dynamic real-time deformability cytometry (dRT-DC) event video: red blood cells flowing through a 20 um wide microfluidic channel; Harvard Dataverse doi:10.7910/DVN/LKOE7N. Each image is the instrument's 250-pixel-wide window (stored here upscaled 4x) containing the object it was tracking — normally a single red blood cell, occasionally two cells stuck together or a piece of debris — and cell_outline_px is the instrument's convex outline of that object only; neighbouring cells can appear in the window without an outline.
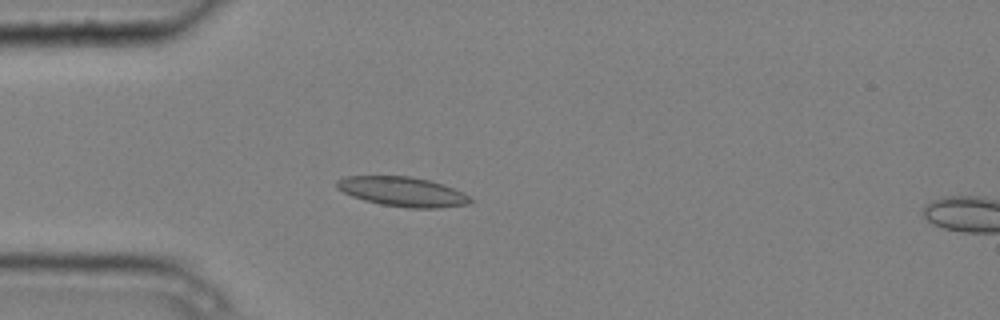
{"species": "common noctule bat (a hibernating species)", "species_latin": "Nyctalus noctula", "temperature_condition": "cold", "stored_images_in_passage": 5, "camera_frame_rate_fps": 3000, "um_per_image_px": 0.085, "animal": {"sex": "male", "body_mass_g": 20.4}, "frame": {"image": 1, "passage_image": 4, "time_ms": 1.0, "image_size_px": [1000, 320], "cell_outline_px": [[476, 200], [468, 204], [440, 208], [408, 208], [380, 204], [364, 200], [352, 196], [336, 188], [336, 180], [344, 176], [408, 176], [428, 180], [444, 184], [464, 192]], "centroid_in_image_um": [34.25, 16.29], "position_along_channel_um": 50.7, "area_um2": 23.24}}